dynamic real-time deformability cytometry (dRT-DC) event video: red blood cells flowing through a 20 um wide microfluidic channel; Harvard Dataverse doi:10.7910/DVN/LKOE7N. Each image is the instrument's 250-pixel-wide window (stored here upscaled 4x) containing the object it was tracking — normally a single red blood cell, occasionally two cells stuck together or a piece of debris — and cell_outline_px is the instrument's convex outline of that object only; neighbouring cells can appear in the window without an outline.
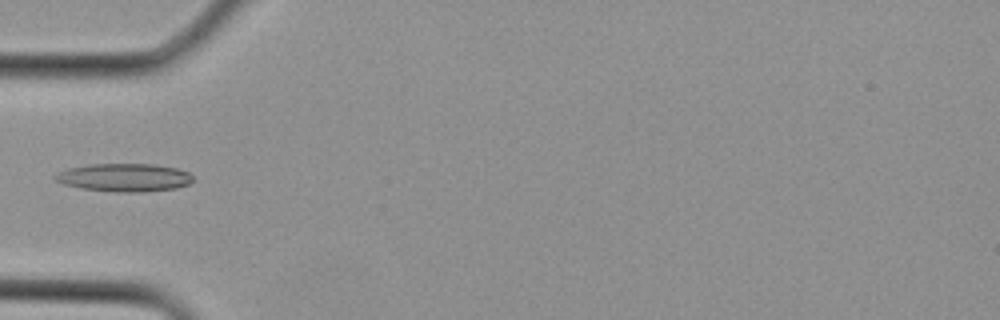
{"species": "Egyptian fruit bat (a non-hibernating species)", "species_latin": "Rousettus aegyptiacus", "temperature_condition": "cold", "stored_images_in_passage": 2, "camera_frame_rate_fps": 3000, "um_per_image_px": 0.085, "animal": {"sex": "female"}, "frame": {"image": 1, "passage_image": 2, "time_ms": 0.333, "image_size_px": [1000, 320], "cell_outline_px": [[192, 180], [188, 184], [176, 188], [144, 192], [116, 192], [80, 188], [64, 184], [56, 180], [52, 176], [56, 172], [68, 168], [88, 164], [156, 164], [176, 168], [188, 172], [192, 176]], "centroid_in_image_um": [10.53, 15.08], "position_along_channel_um": 74.5, "area_um2": 22.66}}